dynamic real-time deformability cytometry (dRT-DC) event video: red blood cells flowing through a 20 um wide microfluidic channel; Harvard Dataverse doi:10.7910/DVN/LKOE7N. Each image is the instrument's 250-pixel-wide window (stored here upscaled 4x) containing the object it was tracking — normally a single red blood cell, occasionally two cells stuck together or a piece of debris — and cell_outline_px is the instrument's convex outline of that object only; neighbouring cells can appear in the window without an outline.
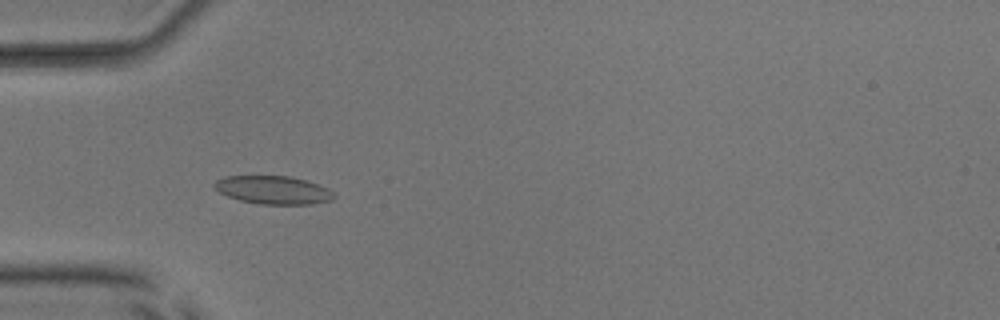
{"species": "common noctule bat (a hibernating species)", "species_latin": "Nyctalus noctula", "temperature_condition": "room temperature", "stored_images_in_passage": 54, "camera_frame_rate_fps": 3000, "um_per_image_px": 0.085, "animal": {"sex": "male", "body_mass_g": 17.9, "forearm_length_mm": 54.2}, "frame": {"image": 1, "passage_image": 18, "time_ms": 5.667, "image_size_px": [1000, 320], "cell_outline_px": [[336, 196], [332, 200], [312, 204], [260, 204], [240, 200], [228, 196], [220, 192], [212, 184], [216, 180], [224, 176], [292, 176], [328, 188]], "centroid_in_image_um": [23.22, 16.15], "position_along_channel_um": 61.8, "area_um2": 19.54}}
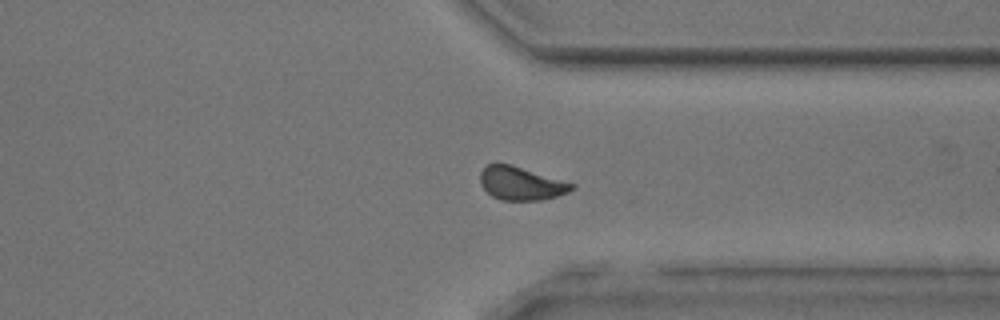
{"frame": {"image": 2, "passage_image": 42, "time_ms": 13.667, "image_size_px": [1000, 320], "cell_outline_px": [[576, 188], [568, 192], [544, 200], [500, 200], [492, 196], [480, 184], [480, 172], [488, 164], [512, 164], [576, 184]], "centroid_in_image_um": [44.31, 15.59], "position_along_channel_um": 367.1, "area_um2": 17.86}}
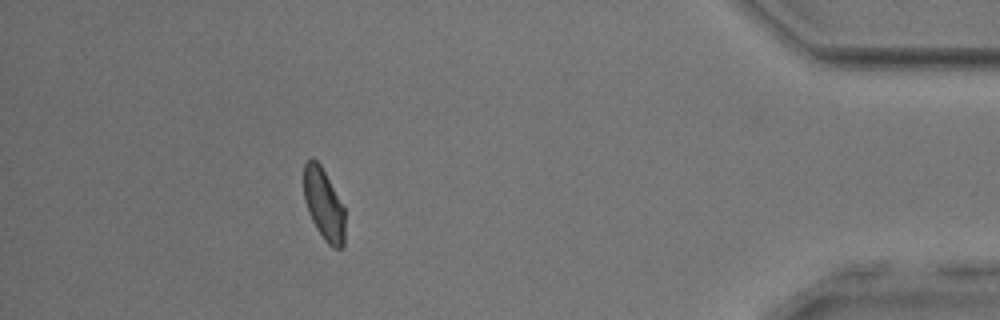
{"frame": {"image": 3, "passage_image": 49, "time_ms": 16.0, "image_size_px": [1000, 320], "cell_outline_px": [[344, 244], [340, 248], [332, 248], [324, 240], [316, 228], [308, 212], [304, 200], [304, 164], [312, 156], [320, 164], [344, 208]], "centroid_in_image_um": [27.5, 17.38], "position_along_channel_um": 407.7, "area_um2": 16.99}, "authors_computed_cell_mechanics": {"area_um2": 18.4671, "velocity_mm_per_s": 3.8577, "shape_relaxation_time_tau1_ms": 3.5703, "shape_relaxation_time_tau2_ms": 1.1234, "deformation_change_tau1": 0.0814, "deformation_change_tau2": 0.0352}}